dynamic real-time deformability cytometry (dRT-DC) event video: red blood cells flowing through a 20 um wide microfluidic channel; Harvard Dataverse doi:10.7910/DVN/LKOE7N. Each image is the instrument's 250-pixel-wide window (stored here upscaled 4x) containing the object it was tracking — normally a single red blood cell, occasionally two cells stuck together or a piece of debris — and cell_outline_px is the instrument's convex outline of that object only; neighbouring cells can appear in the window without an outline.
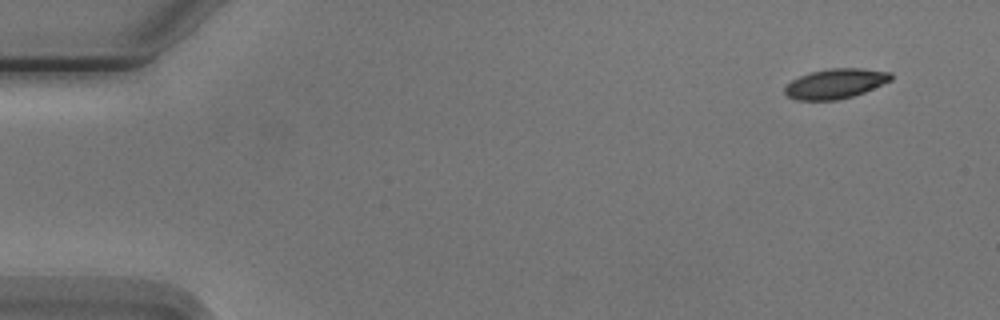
{"species": "Egyptian fruit bat (a non-hibernating species)", "species_latin": "Rousettus aegyptiacus", "temperature_condition": "cold", "stored_images_in_passage": 4, "camera_frame_rate_fps": 3000, "um_per_image_px": 0.085, "animal": {"sex": "male"}, "frame": {"image": 1, "passage_image": 1, "time_ms": 0.0, "image_size_px": [1000, 320], "cell_outline_px": [[892, 80], [864, 92], [852, 96], [836, 100], [796, 100], [788, 96], [784, 92], [784, 88], [792, 80], [800, 76], [812, 72], [828, 68], [860, 68], [892, 72]], "centroid_in_image_um": [71.02, 7.1], "position_along_channel_um": 14.0, "area_um2": 18.38}}